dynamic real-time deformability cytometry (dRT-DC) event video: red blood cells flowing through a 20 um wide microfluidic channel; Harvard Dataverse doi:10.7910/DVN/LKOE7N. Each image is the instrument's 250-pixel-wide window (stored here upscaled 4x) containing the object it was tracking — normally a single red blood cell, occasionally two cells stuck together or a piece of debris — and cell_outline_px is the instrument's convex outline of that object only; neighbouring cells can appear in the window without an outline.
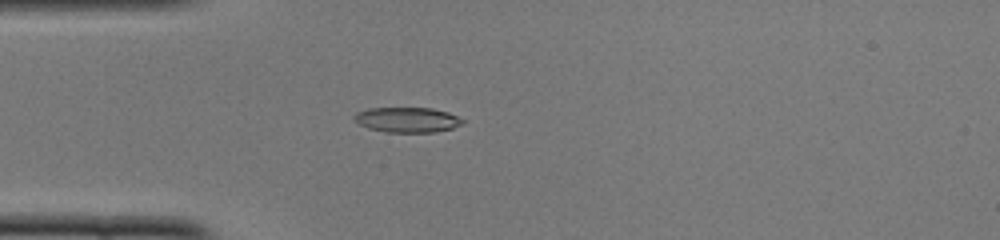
{"species": "common noctule bat (a hibernating species)", "species_latin": "Nyctalus noctula", "temperature_condition": "cold", "stored_images_in_passage": 45, "camera_frame_rate_fps": 3000, "um_per_image_px": 0.085, "animal": {"sex": "female", "body_mass_g": 22.0, "forearm_length_mm": 56.7}, "frame": {"image": 1, "passage_image": 9, "time_ms": 2.667, "image_size_px": [1000, 240], "cell_outline_px": [[464, 124], [452, 128], [436, 132], [384, 132], [368, 128], [360, 124], [352, 116], [356, 112], [368, 108], [432, 108], [448, 112], [464, 120]], "centroid_in_image_um": [34.62, 10.18], "position_along_channel_um": 50.4, "area_um2": 15.9}}
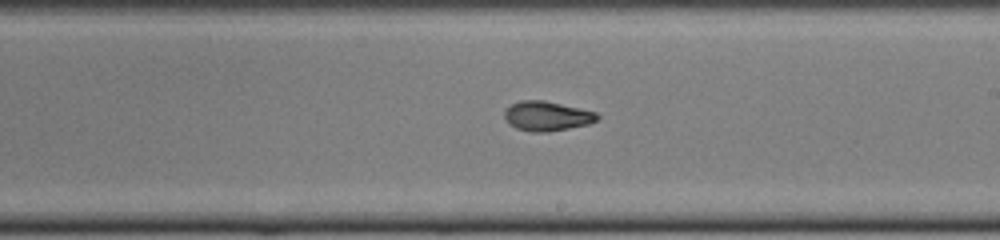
{"frame": {"image": 2, "passage_image": 24, "time_ms": 7.667, "image_size_px": [1000, 240], "cell_outline_px": [[600, 116], [596, 120], [588, 124], [548, 132], [532, 132], [516, 128], [508, 124], [504, 116], [504, 112], [512, 104], [520, 100], [544, 100], [596, 112]], "centroid_in_image_um": [46.47, 9.87], "position_along_channel_um": 242.5, "area_um2": 15.9}}
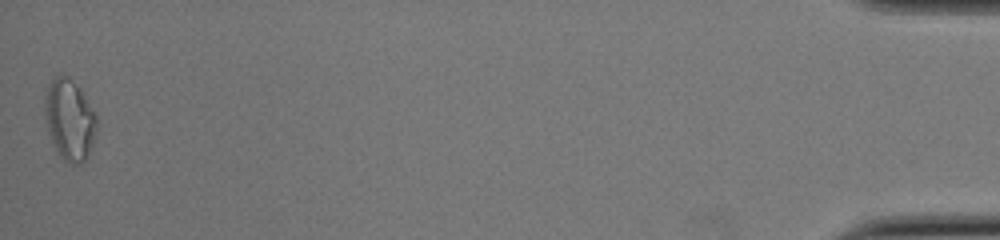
{"frame": {"image": 3, "passage_image": 45, "time_ms": 14.667, "image_size_px": [1000, 240], "cell_outline_px": [[96, 132], [88, 156], [80, 164], [72, 164], [64, 160], [60, 156], [52, 140], [44, 116], [44, 96], [48, 84], [60, 72], [68, 76], [80, 88], [96, 116]], "centroid_in_image_um": [5.89, 10.14], "position_along_channel_um": 429.3, "area_um2": 24.39}, "authors_computed_cell_mechanics": {"area_um2": 15.9528, "velocity_mm_per_s": 4.0104, "shape_relaxation_time_tau1_ms": 9.1798, "shape_relaxation_time_tau2_ms": 2.0258, "deformation_change_tau1": 0.2605, "deformation_change_tau2": 0.0712}}